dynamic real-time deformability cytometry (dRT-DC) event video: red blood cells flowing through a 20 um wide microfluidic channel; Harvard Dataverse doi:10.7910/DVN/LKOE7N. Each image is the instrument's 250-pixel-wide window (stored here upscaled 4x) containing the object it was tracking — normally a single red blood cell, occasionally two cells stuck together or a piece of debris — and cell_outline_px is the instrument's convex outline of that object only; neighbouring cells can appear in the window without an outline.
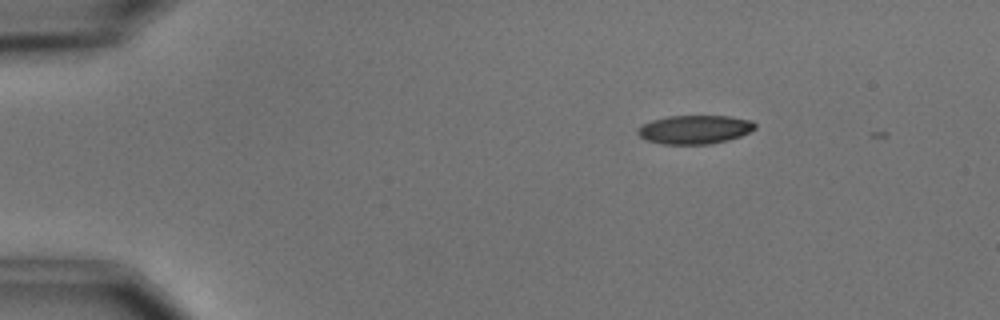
{"species": "common noctule bat (a hibernating species)", "species_latin": "Nyctalus noctula", "temperature_condition": "cold", "stored_images_in_passage": 4, "camera_frame_rate_fps": 3000, "um_per_image_px": 0.085, "animal": {"sex": "male", "body_mass_g": 15.6}, "frame": {"image": 1, "passage_image": 1, "time_ms": 0.0, "image_size_px": [1000, 320], "cell_outline_px": [[756, 128], [740, 136], [728, 140], [708, 144], [660, 144], [644, 140], [636, 132], [640, 124], [652, 120], [668, 116], [728, 116], [752, 120], [756, 124]], "centroid_in_image_um": [59.01, 11.01], "position_along_channel_um": 26.0, "area_um2": 19.77}}